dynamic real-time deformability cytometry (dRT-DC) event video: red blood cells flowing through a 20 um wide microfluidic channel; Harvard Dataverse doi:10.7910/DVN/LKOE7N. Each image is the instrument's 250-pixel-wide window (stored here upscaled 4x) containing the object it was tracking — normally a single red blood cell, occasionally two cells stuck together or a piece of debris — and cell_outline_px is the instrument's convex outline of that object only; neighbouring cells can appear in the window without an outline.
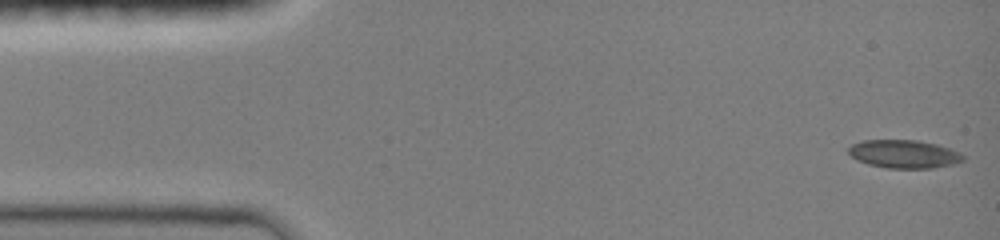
{"species": "common noctule bat (a hibernating species)", "species_latin": "Nyctalus noctula", "temperature_condition": "room temperature", "stored_images_in_passage": 18, "camera_frame_rate_fps": 3000, "um_per_image_px": 0.085, "animal": {"sex": "female", "body_mass_g": 19.0, "forearm_length_mm": 51.5}, "frame": {"image": 1, "passage_image": 1, "time_ms": 0.0, "image_size_px": [1000, 240], "cell_outline_px": [[964, 160], [952, 164], [932, 168], [888, 168], [868, 164], [856, 160], [848, 152], [848, 148], [852, 144], [864, 140], [916, 140], [936, 144], [948, 148], [964, 156]], "centroid_in_image_um": [76.8, 13.09], "position_along_channel_um": 8.2, "area_um2": 18.61}}
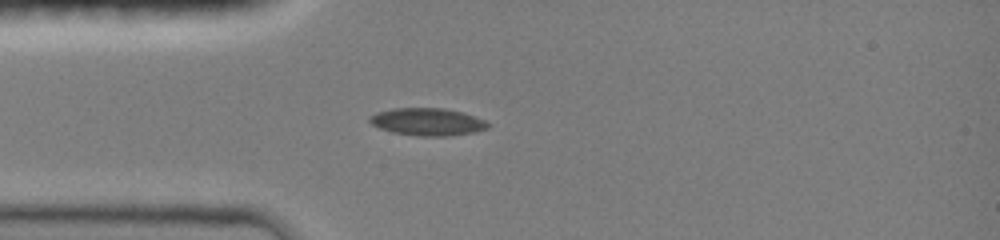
{"frame": {"image": 2, "passage_image": 11, "time_ms": 3.667, "image_size_px": [1000, 240], "cell_outline_px": [[492, 124], [488, 128], [472, 132], [448, 136], [416, 136], [392, 132], [380, 128], [372, 124], [368, 120], [368, 116], [376, 112], [392, 108], [444, 108], [464, 112], [484, 120]], "centroid_in_image_um": [36.32, 10.35], "position_along_channel_um": 48.7, "area_um2": 19.07}}
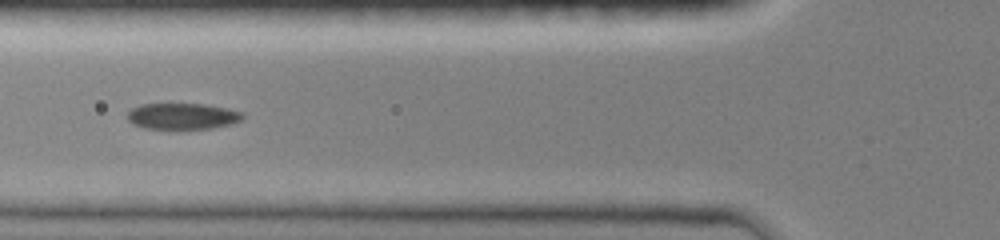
{"frame": {"image": 3, "passage_image": 16, "time_ms": 5.333, "image_size_px": [1000, 240], "cell_outline_px": [[244, 116], [240, 120], [232, 124], [212, 128], [144, 128], [132, 124], [128, 120], [128, 112], [132, 108], [140, 104], [204, 104], [228, 108], [244, 112]], "centroid_in_image_um": [15.53, 9.87], "position_along_channel_um": 110.3, "area_um2": 17.51}}